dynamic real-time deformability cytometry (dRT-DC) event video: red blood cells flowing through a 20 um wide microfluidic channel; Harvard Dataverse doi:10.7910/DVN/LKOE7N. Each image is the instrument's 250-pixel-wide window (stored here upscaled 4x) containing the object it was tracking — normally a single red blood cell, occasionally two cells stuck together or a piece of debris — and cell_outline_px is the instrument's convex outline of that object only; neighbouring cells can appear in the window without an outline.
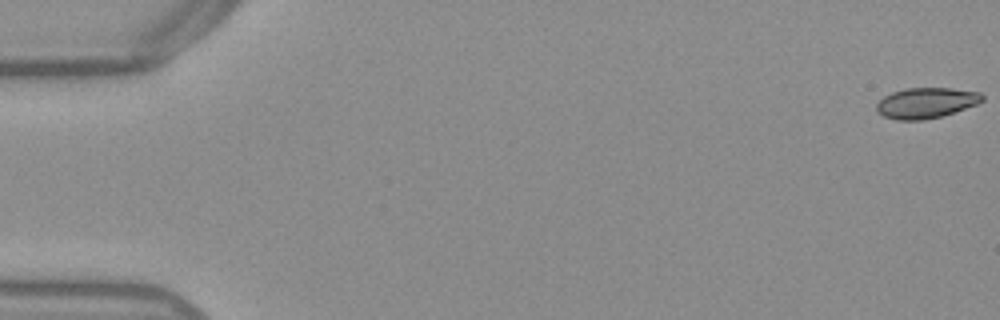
{"species": "Egyptian fruit bat (a non-hibernating species)", "species_latin": "Rousettus aegyptiacus", "temperature_condition": "warm", "stored_images_in_passage": 34, "camera_frame_rate_fps": 3000, "um_per_image_px": 0.085, "frame": {"image": 1, "passage_image": 1, "time_ms": 0.0, "image_size_px": [1000, 320], "cell_outline_px": [[984, 100], [976, 104], [940, 116], [924, 120], [896, 120], [884, 116], [876, 112], [876, 104], [884, 96], [892, 92], [904, 88], [952, 88], [980, 92], [984, 96]], "centroid_in_image_um": [78.69, 8.74], "position_along_channel_um": 6.3, "area_um2": 18.79}}
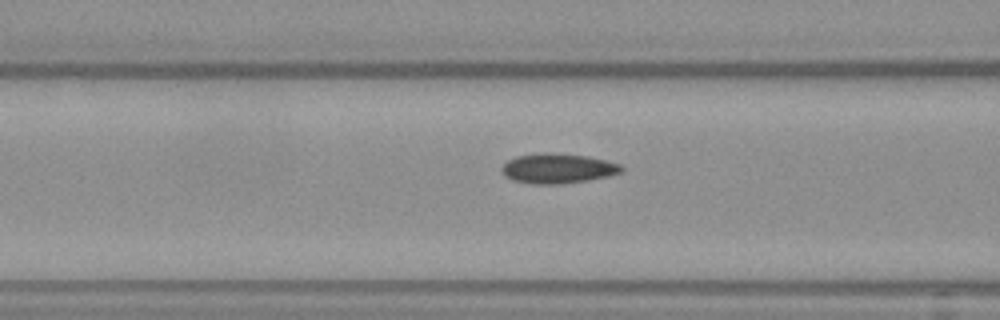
{"frame": {"image": 2, "passage_image": 22, "time_ms": 7.0, "image_size_px": [1000, 320], "cell_outline_px": [[624, 168], [620, 172], [608, 176], [588, 180], [560, 184], [532, 184], [512, 180], [504, 176], [500, 172], [500, 168], [508, 160], [516, 156], [544, 152], [588, 156], [620, 164]], "centroid_in_image_um": [47.36, 14.32], "position_along_channel_um": 119.2, "area_um2": 20.87}}
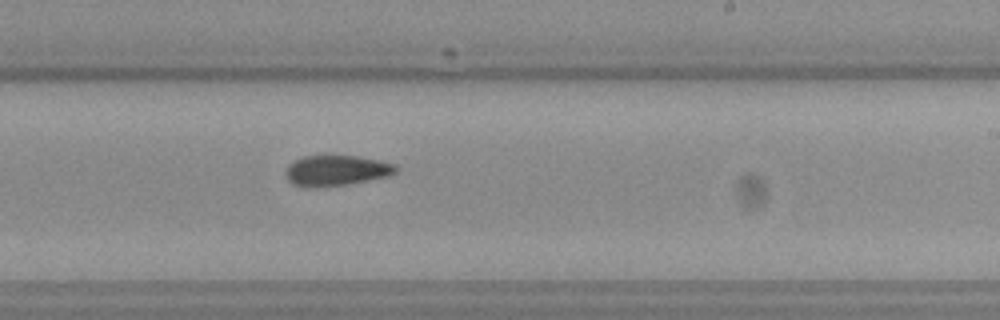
{"frame": {"image": 3, "passage_image": 33, "time_ms": 10.667, "image_size_px": [1000, 320], "cell_outline_px": [[396, 172], [388, 176], [368, 180], [324, 188], [304, 188], [292, 184], [288, 180], [284, 172], [288, 164], [304, 156], [356, 156], [380, 160], [396, 164]], "centroid_in_image_um": [28.54, 14.51], "position_along_channel_um": 260.5, "area_um2": 19.83}}